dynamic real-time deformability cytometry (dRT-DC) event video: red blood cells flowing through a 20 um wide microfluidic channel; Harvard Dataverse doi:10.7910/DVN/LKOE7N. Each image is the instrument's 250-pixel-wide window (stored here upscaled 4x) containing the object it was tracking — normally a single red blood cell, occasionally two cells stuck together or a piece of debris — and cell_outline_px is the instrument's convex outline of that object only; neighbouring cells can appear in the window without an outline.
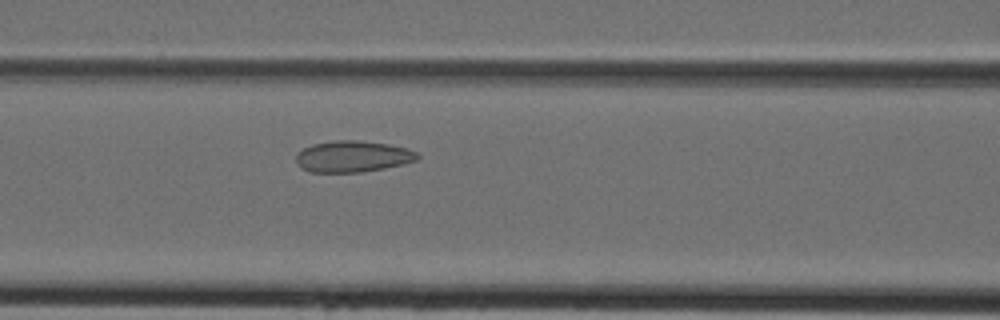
{"species": "Egyptian fruit bat (a non-hibernating species)", "species_latin": "Rousettus aegyptiacus", "temperature_condition": "cold", "stored_images_in_passage": 38, "camera_frame_rate_fps": 3000, "um_per_image_px": 0.085, "animal": {"sex": "female"}, "frame": {"image": 1, "passage_image": 13, "time_ms": 4.0, "image_size_px": [1000, 320], "cell_outline_px": [[420, 156], [416, 160], [384, 168], [360, 172], [312, 172], [300, 168], [296, 164], [296, 156], [304, 148], [312, 144], [336, 140], [356, 140], [388, 144], [408, 148], [416, 152]], "centroid_in_image_um": [29.96, 13.3], "position_along_channel_um": 136.6, "area_um2": 22.02}}
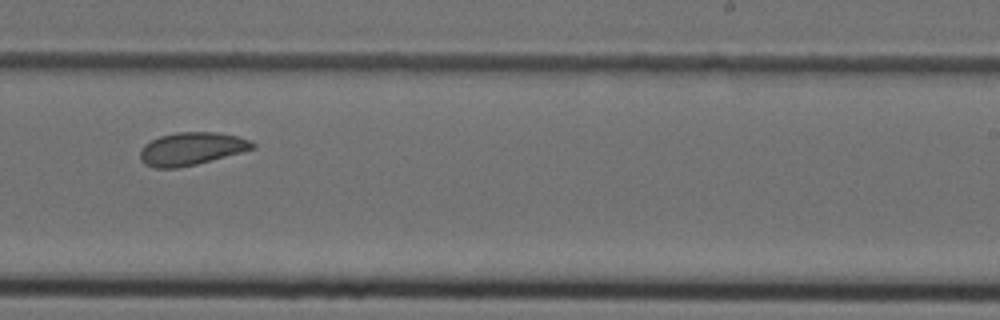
{"frame": {"image": 2, "passage_image": 22, "time_ms": 7.0, "image_size_px": [1000, 320], "cell_outline_px": [[256, 148], [196, 164], [176, 168], [152, 168], [144, 164], [140, 160], [140, 148], [144, 144], [160, 136], [176, 132], [216, 132], [236, 136], [252, 140], [256, 144]], "centroid_in_image_um": [16.25, 12.64], "position_along_channel_um": 272.7, "area_um2": 21.56}}
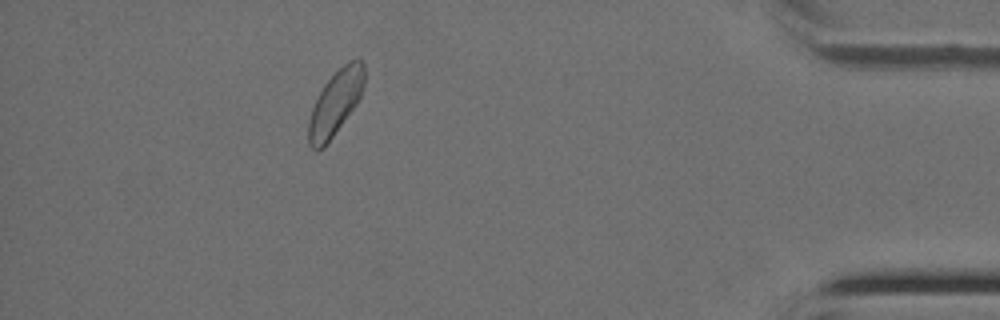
{"frame": {"image": 3, "passage_image": 34, "time_ms": 11.0, "image_size_px": [1000, 320], "cell_outline_px": [[364, 84], [360, 96], [356, 104], [324, 148], [316, 152], [308, 144], [308, 120], [312, 108], [324, 84], [348, 60], [356, 56], [360, 56], [364, 64]], "centroid_in_image_um": [28.51, 8.73], "position_along_channel_um": 406.7, "area_um2": 21.04}}